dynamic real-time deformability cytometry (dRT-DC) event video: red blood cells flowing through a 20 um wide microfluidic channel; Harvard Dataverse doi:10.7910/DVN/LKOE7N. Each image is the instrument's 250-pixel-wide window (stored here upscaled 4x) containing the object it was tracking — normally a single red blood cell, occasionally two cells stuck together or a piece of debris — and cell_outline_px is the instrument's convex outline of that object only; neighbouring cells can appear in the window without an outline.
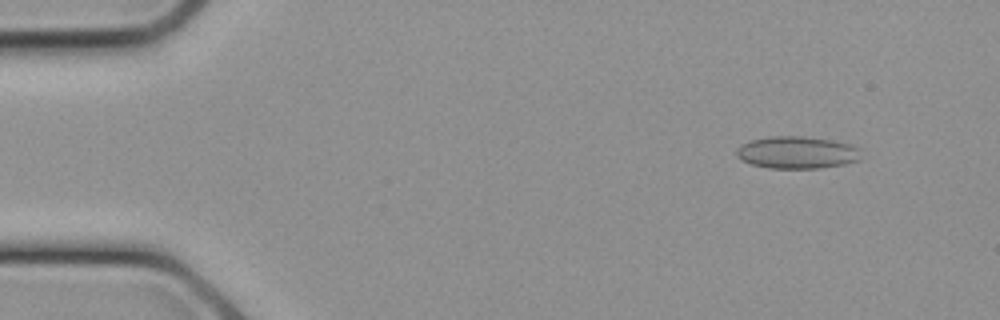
{"species": "common noctule bat (a hibernating species)", "species_latin": "Nyctalus noctula", "temperature_condition": "cold", "stored_images_in_passage": 17, "camera_frame_rate_fps": 3000, "um_per_image_px": 0.085, "animal": {"sex": "female", "body_mass_g": 21.9}, "frame": {"image": 1, "passage_image": 2, "time_ms": 0.333, "image_size_px": [1000, 320], "cell_outline_px": [[860, 160], [844, 164], [820, 168], [768, 168], [752, 164], [740, 160], [736, 156], [736, 148], [740, 144], [748, 140], [768, 136], [800, 136], [832, 140], [848, 144], [860, 148]], "centroid_in_image_um": [67.69, 12.96], "position_along_channel_um": 17.3, "area_um2": 23.64}}
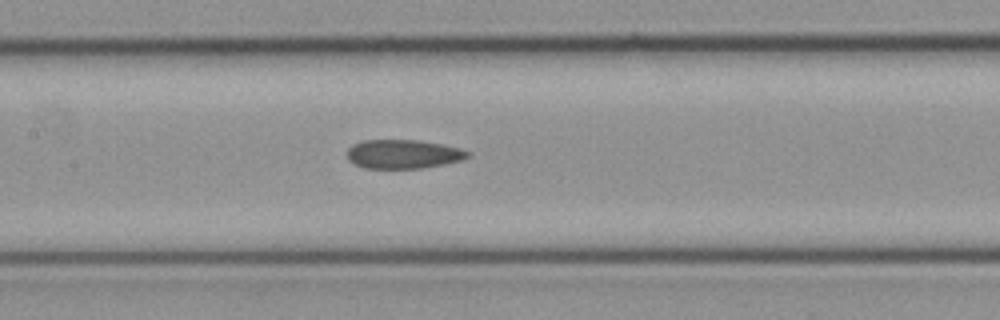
{"frame": {"image": 2, "passage_image": 11, "time_ms": 3.333, "image_size_px": [1000, 320], "cell_outline_px": [[472, 156], [464, 160], [424, 168], [364, 168], [348, 160], [348, 148], [352, 144], [364, 140], [416, 140], [440, 144], [460, 148], [472, 152]], "centroid_in_image_um": [34.32, 13.1], "position_along_channel_um": 173.1, "area_um2": 20.46}}
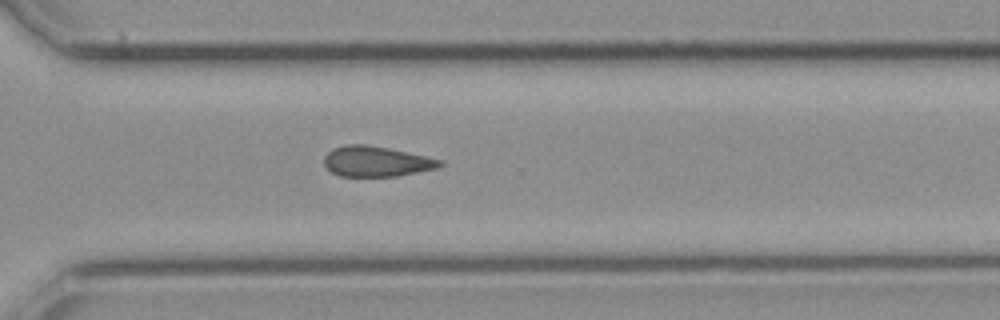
{"frame": {"image": 3, "passage_image": 17, "time_ms": 5.333, "image_size_px": [1000, 320], "cell_outline_px": [[444, 164], [436, 168], [396, 176], [340, 176], [332, 172], [324, 164], [324, 156], [332, 148], [348, 144], [364, 144], [388, 148], [444, 160]], "centroid_in_image_um": [31.98, 13.71], "position_along_channel_um": 338.6, "area_um2": 20.35}}